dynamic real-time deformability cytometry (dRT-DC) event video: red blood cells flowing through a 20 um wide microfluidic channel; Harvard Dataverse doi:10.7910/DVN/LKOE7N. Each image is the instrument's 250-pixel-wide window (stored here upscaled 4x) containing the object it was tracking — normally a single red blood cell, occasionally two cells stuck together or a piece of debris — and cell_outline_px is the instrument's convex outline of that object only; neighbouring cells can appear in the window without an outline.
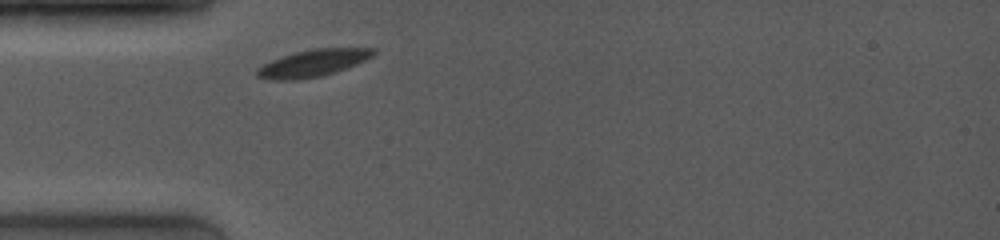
{"species": "common noctule bat (a hibernating species)", "species_latin": "Nyctalus noctula", "temperature_condition": "room temperature", "stored_images_in_passage": 1, "camera_frame_rate_fps": 4000, "um_per_image_px": 0.085, "animal": {"sex": "female", "body_mass_g": 19.0, "forearm_length_mm": 53.3}, "frame": {"image": 1, "passage_image": 1, "time_ms": 0.0, "image_size_px": [1000, 240], "cell_outline_px": [[376, 52], [372, 56], [356, 64], [336, 72], [320, 76], [296, 80], [268, 80], [256, 76], [256, 68], [280, 56], [312, 48], [376, 48]], "centroid_in_image_um": [26.57, 5.37], "position_along_channel_um": 58.4, "area_um2": 18.38}}